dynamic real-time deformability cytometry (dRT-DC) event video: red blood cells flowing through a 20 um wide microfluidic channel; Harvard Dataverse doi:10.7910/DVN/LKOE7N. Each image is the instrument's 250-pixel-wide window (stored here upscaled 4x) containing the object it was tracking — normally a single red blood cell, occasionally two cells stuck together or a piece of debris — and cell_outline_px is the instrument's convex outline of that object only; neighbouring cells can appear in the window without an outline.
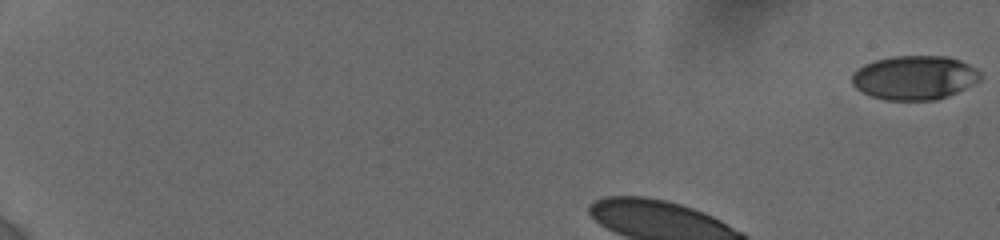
{"species": "human", "species_latin": "Homo sapiens", "temperature_condition": "cold", "stored_images_in_passage": 13, "camera_frame_rate_fps": 3000, "um_per_image_px": 0.085, "donor": {"sex": "female"}, "frame": {"image": 1, "passage_image": 1, "time_ms": 0.0, "image_size_px": [1000, 240], "cell_outline_px": [[980, 80], [948, 96], [936, 100], [884, 100], [872, 96], [856, 88], [852, 84], [852, 72], [864, 64], [876, 60], [892, 56], [948, 56], [960, 60], [976, 68], [980, 72]], "centroid_in_image_um": [77.72, 6.59], "position_along_channel_um": 7.3, "area_um2": 32.95}}